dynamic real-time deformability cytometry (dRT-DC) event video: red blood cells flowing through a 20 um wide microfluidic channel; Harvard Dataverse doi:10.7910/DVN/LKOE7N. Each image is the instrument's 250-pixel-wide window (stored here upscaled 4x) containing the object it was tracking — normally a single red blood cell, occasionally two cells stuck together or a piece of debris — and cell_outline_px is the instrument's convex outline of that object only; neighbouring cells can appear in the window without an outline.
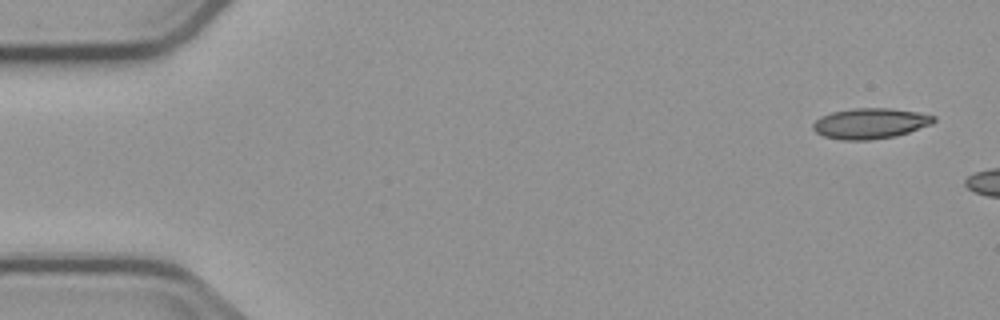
{"species": "common noctule bat (a hibernating species)", "species_latin": "Nyctalus noctula", "temperature_condition": "cold", "stored_images_in_passage": 2, "camera_frame_rate_fps": 3000, "um_per_image_px": 0.085, "animal": {"sex": "male", "body_mass_g": 23.1, "forearm_length_mm": 52.7}, "frame": {"image": 1, "passage_image": 1, "time_ms": 0.0, "image_size_px": [1000, 320], "cell_outline_px": [[936, 120], [932, 124], [896, 136], [868, 140], [840, 140], [824, 136], [816, 132], [812, 128], [812, 124], [820, 116], [832, 112], [852, 108], [888, 108], [916, 112], [936, 116]], "centroid_in_image_um": [73.95, 10.49], "position_along_channel_um": 11.1, "area_um2": 21.5}}